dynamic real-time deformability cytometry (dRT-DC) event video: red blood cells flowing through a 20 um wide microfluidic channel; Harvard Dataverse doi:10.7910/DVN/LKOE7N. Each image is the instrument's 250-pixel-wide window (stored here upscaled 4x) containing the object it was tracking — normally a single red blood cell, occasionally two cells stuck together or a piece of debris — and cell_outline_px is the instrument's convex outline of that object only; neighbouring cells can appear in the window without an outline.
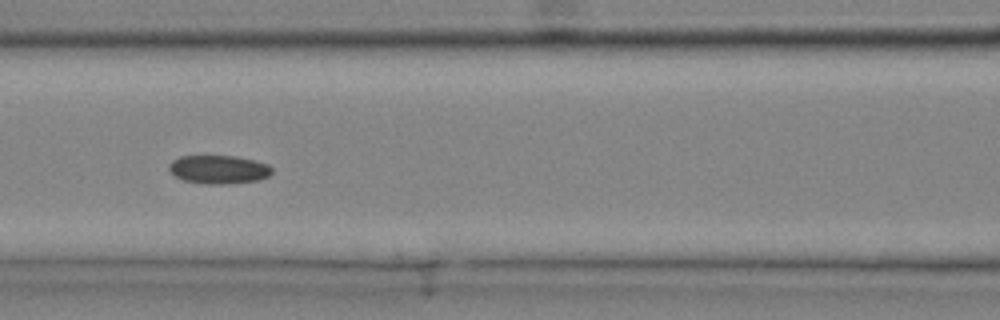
{"species": "common noctule bat (a hibernating species)", "species_latin": "Nyctalus noctula", "temperature_condition": "cold", "stored_images_in_passage": 36, "camera_frame_rate_fps": 3000, "um_per_image_px": 0.085, "animal": {"sex": "male", "body_mass_g": 20.4}, "frame": {"image": 1, "passage_image": 16, "time_ms": 5.0, "image_size_px": [1000, 320], "cell_outline_px": [[272, 172], [268, 176], [260, 180], [224, 184], [208, 184], [184, 180], [176, 176], [168, 168], [168, 164], [172, 160], [180, 156], [236, 156], [268, 164], [272, 168]], "centroid_in_image_um": [18.59, 14.4], "position_along_channel_um": 148.0, "area_um2": 16.99}}